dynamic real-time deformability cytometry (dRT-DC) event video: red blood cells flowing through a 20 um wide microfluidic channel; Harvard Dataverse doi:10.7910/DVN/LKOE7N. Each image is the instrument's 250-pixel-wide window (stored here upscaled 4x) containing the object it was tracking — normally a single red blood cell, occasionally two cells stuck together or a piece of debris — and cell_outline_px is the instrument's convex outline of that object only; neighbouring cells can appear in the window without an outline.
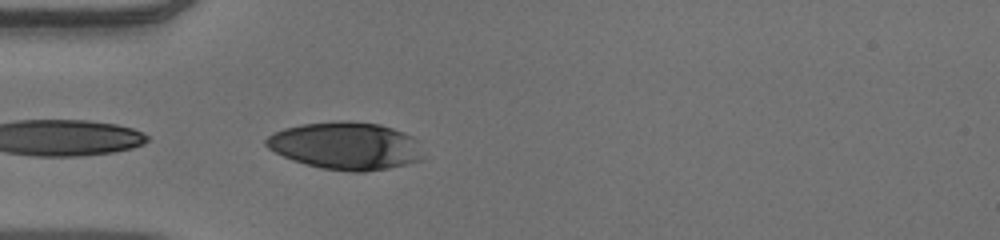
{"species": "human", "species_latin": "Homo sapiens", "temperature_condition": "warm", "stored_images_in_passage": 24, "camera_frame_rate_fps": 3000, "um_per_image_px": 0.085, "donor": {"sex": "male"}, "frame": {"image": 1, "passage_image": 1, "time_ms": 0.0, "image_size_px": [1000, 240], "cell_outline_px": [[424, 156], [420, 160], [408, 164], [364, 172], [352, 172], [320, 168], [304, 164], [292, 160], [268, 148], [264, 144], [264, 140], [268, 136], [284, 128], [300, 124], [344, 120], [380, 124], [392, 128], [412, 136], [416, 140]], "centroid_in_image_um": [29.38, 12.39], "position_along_channel_um": 55.6, "area_um2": 43.52}}
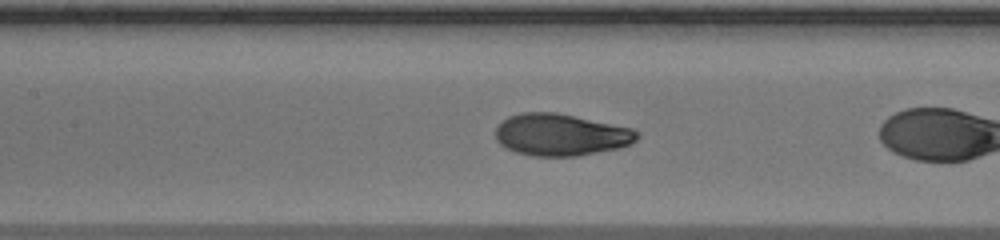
{"frame": {"image": 2, "passage_image": 7, "time_ms": 2.0, "image_size_px": [1000, 240], "cell_outline_px": [[640, 136], [636, 140], [628, 144], [616, 148], [576, 156], [532, 156], [516, 152], [500, 144], [496, 140], [496, 128], [508, 116], [520, 112], [556, 112], [632, 128], [640, 132]], "centroid_in_image_um": [47.66, 11.44], "position_along_channel_um": 159.7, "area_um2": 34.39}}
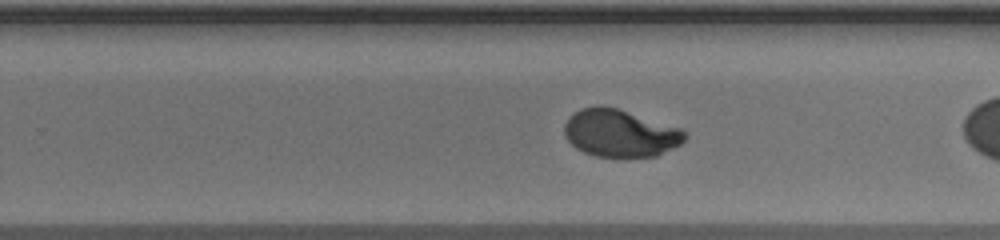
{"frame": {"image": 3, "passage_image": 16, "time_ms": 5.0, "image_size_px": [1000, 240], "cell_outline_px": [[688, 136], [680, 144], [656, 156], [596, 156], [584, 152], [576, 148], [564, 136], [564, 124], [568, 116], [580, 108], [596, 104], [600, 104], [616, 108], [680, 128]], "centroid_in_image_um": [52.65, 11.29], "position_along_channel_um": 277.1, "area_um2": 33.18}}